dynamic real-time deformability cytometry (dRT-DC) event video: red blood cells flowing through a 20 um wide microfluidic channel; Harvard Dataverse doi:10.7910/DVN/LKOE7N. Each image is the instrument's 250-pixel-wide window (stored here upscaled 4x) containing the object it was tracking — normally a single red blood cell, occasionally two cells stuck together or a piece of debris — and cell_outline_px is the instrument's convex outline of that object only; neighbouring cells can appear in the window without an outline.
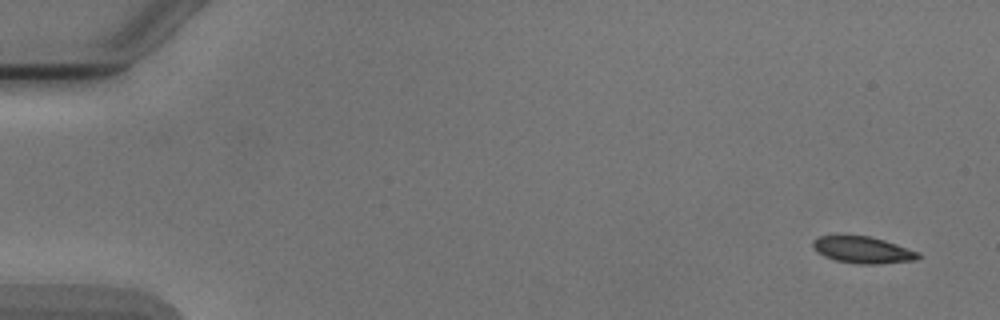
{"species": "Egyptian fruit bat (a non-hibernating species)", "species_latin": "Rousettus aegyptiacus", "temperature_condition": "cold", "stored_images_in_passage": 6, "segment_of_instrument_passage": [1, 2], "camera_frame_rate_fps": 3000, "um_per_image_px": 0.085, "animal": {"sex": "male"}, "frame": {"image": 1, "passage_image": 1, "time_ms": 0.0, "image_size_px": [1000, 320], "cell_outline_px": [[920, 256], [916, 260], [880, 264], [856, 264], [836, 260], [824, 256], [816, 252], [812, 244], [812, 240], [820, 236], [840, 232], [868, 236], [884, 240], [920, 252]], "centroid_in_image_um": [73.27, 21.2], "position_along_channel_um": 11.7, "area_um2": 17.05}}
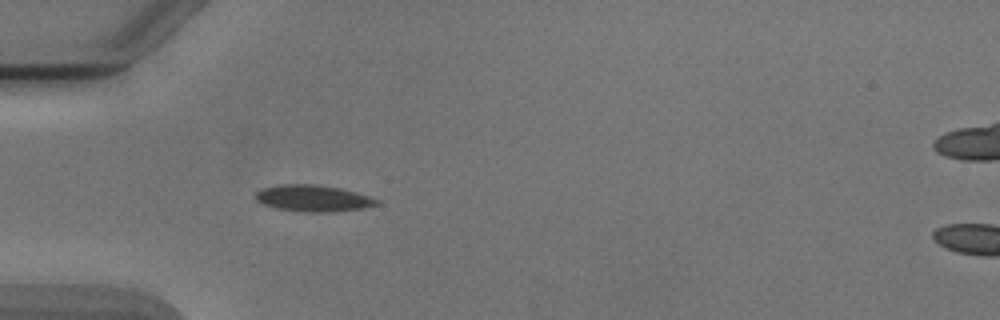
{"frame": {"image": 2, "passage_image": 5, "time_ms": 4.667, "image_size_px": [1000, 320], "cell_outline_px": [[380, 204], [364, 208], [336, 212], [304, 212], [276, 208], [264, 204], [256, 200], [252, 196], [256, 192], [264, 188], [280, 184], [312, 184], [340, 188], [356, 192], [380, 200]], "centroid_in_image_um": [26.62, 16.86], "position_along_channel_um": 58.4, "area_um2": 18.84}}